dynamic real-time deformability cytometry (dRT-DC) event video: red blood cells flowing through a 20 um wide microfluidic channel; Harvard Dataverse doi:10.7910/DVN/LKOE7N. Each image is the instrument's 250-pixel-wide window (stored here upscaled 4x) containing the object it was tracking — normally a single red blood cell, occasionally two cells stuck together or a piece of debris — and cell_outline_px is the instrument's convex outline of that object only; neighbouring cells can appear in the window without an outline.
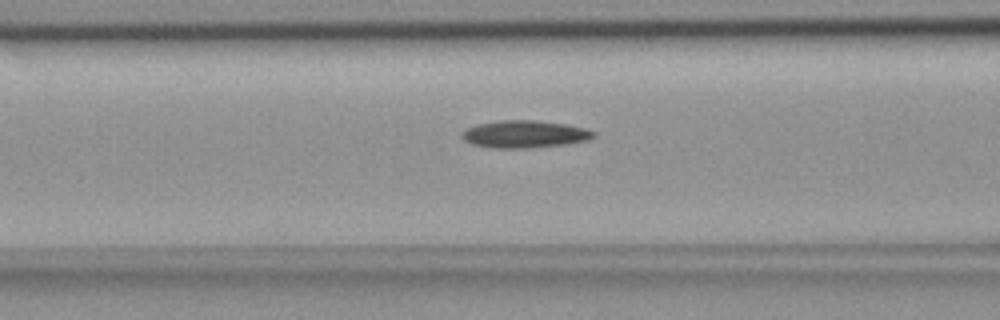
{"species": "common noctule bat (a hibernating species)", "species_latin": "Nyctalus noctula", "temperature_condition": "room temperature", "stored_images_in_passage": 55, "camera_frame_rate_fps": 3000, "um_per_image_px": 0.085, "animal": {"sex": "female", "body_mass_g": 18.4}, "frame": {"image": 1, "passage_image": 22, "time_ms": 7.0, "image_size_px": [1000, 320], "cell_outline_px": [[596, 136], [588, 140], [564, 144], [528, 148], [496, 148], [472, 144], [464, 140], [460, 136], [468, 128], [476, 124], [500, 120], [536, 120], [564, 124], [584, 128], [596, 132]], "centroid_in_image_um": [44.59, 11.4], "position_along_channel_um": 122.0, "area_um2": 20.87}}
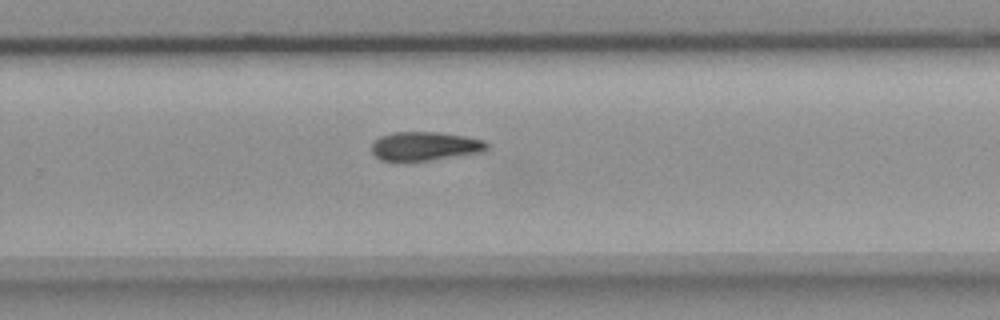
{"frame": {"image": 2, "passage_image": 36, "time_ms": 11.667, "image_size_px": [1000, 320], "cell_outline_px": [[488, 148], [484, 152], [408, 164], [404, 164], [380, 160], [372, 152], [372, 144], [380, 136], [392, 132], [440, 132], [464, 136], [484, 140], [488, 144]], "centroid_in_image_um": [36.09, 12.47], "position_along_channel_um": 293.7, "area_um2": 20.17}}
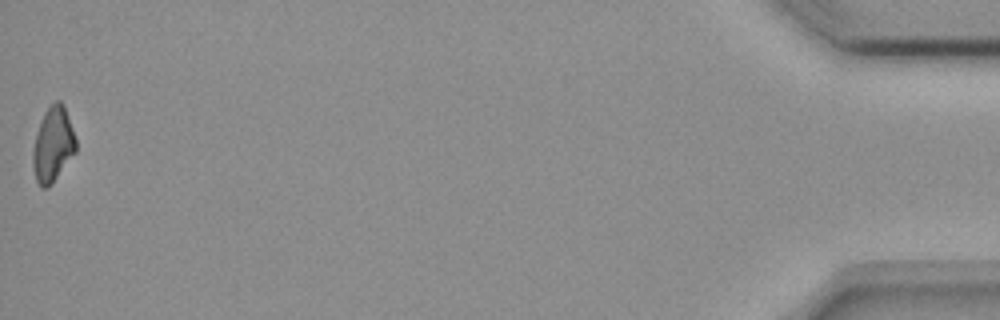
{"frame": {"image": 3, "passage_image": 55, "time_ms": 18.0, "image_size_px": [1000, 320], "cell_outline_px": [[76, 152], [52, 184], [48, 188], [40, 188], [36, 180], [32, 164], [32, 152], [36, 136], [44, 112], [56, 100], [60, 100], [64, 104], [76, 140]], "centroid_in_image_um": [4.5, 12.32], "position_along_channel_um": 430.7, "area_um2": 18.73}}